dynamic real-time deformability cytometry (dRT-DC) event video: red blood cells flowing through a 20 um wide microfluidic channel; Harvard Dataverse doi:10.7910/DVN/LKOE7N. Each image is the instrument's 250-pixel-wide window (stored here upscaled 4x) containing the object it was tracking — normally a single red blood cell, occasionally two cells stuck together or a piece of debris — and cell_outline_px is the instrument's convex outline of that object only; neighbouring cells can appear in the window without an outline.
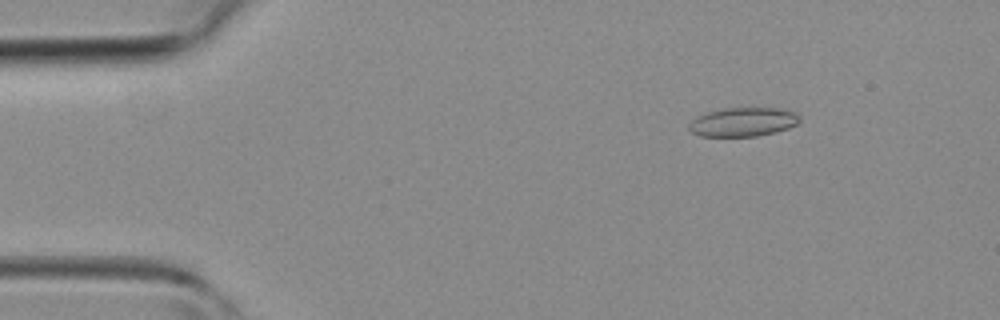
{"species": "common noctule bat (a hibernating species)", "species_latin": "Nyctalus noctula", "temperature_condition": "room temperature", "stored_images_in_passage": 11, "camera_frame_rate_fps": 3000, "um_per_image_px": 0.085, "animal": {"sex": "female", "body_mass_g": 19.3, "forearm_length_mm": 54.1}, "frame": {"image": 1, "passage_image": 6, "time_ms": 1.667, "image_size_px": [1000, 320], "cell_outline_px": [[800, 120], [796, 124], [788, 128], [776, 132], [756, 136], [700, 136], [692, 132], [688, 128], [688, 124], [696, 116], [704, 112], [724, 108], [784, 108], [796, 112], [800, 116]], "centroid_in_image_um": [63.16, 10.35], "position_along_channel_um": 21.8, "area_um2": 18.9}}